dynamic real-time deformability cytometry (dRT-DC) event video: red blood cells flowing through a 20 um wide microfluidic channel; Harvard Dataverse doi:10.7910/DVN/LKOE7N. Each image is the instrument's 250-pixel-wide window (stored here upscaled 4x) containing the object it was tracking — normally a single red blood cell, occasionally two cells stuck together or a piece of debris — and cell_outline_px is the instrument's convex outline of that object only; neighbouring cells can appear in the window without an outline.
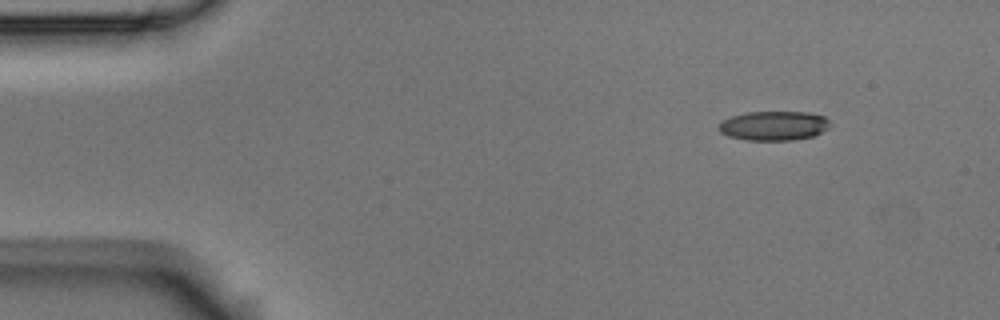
{"species": "Egyptian fruit bat (a non-hibernating species)", "species_latin": "Rousettus aegyptiacus", "temperature_condition": "room temperature", "stored_images_in_passage": 3, "camera_frame_rate_fps": 3000, "um_per_image_px": 0.085, "animal": {"sex": "male"}, "frame": {"image": 1, "passage_image": 1, "time_ms": 0.0, "image_size_px": [1000, 320], "cell_outline_px": [[828, 128], [812, 136], [792, 140], [744, 140], [728, 136], [720, 132], [716, 128], [724, 120], [732, 116], [748, 112], [808, 112], [824, 116], [828, 120]], "centroid_in_image_um": [65.74, 10.69], "position_along_channel_um": 19.3, "area_um2": 18.9}}
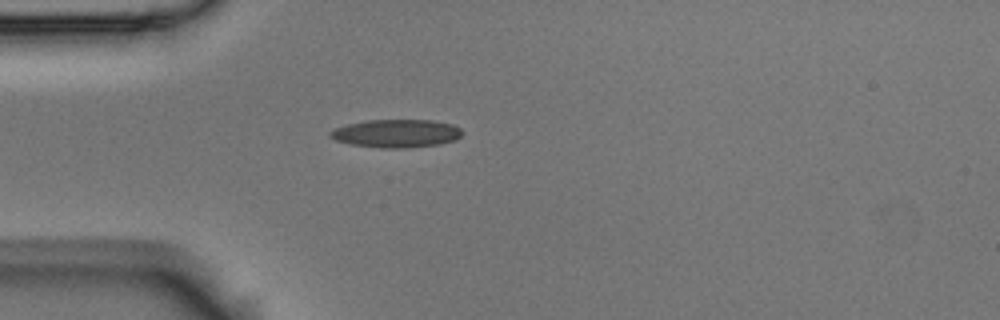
{"frame": {"image": 2, "passage_image": 3, "time_ms": 0.667, "image_size_px": [1000, 320], "cell_outline_px": [[464, 132], [456, 140], [440, 144], [404, 148], [384, 148], [348, 144], [336, 140], [328, 136], [328, 132], [336, 128], [348, 124], [368, 120], [432, 120], [452, 124], [460, 128]], "centroid_in_image_um": [33.7, 11.34], "position_along_channel_um": 51.3, "area_um2": 21.68}}